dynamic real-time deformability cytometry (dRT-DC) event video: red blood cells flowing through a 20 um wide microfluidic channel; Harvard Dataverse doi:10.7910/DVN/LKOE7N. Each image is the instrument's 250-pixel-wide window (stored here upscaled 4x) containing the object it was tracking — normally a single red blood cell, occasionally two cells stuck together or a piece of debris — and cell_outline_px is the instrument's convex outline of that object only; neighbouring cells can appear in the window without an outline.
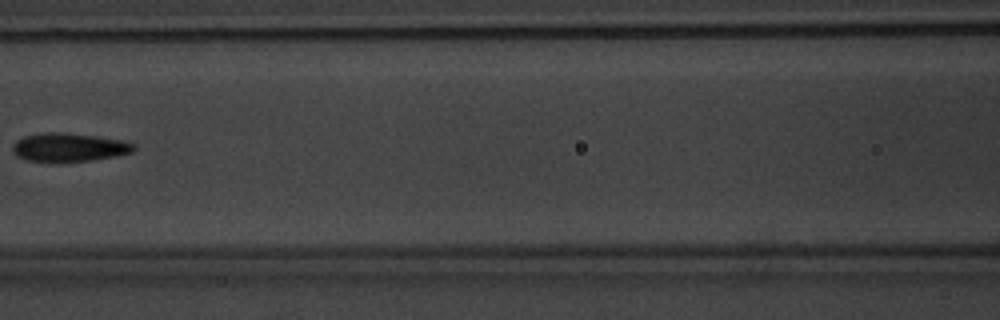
{"species": "common noctule bat (a hibernating species)", "species_latin": "Nyctalus noctula", "temperature_condition": "warm", "stored_images_in_passage": 3, "camera_frame_rate_fps": 3000, "um_per_image_px": 0.085, "animal": {"sex": "male", "body_mass_g": 20.1, "forearm_length_mm": 53.5}, "frame": {"image": 1, "passage_image": 3, "time_ms": 2.667, "image_size_px": [1000, 320], "cell_outline_px": [[136, 148], [132, 152], [116, 156], [92, 160], [56, 164], [28, 160], [12, 152], [12, 144], [16, 140], [24, 136], [44, 132], [64, 132], [96, 136], [124, 140], [136, 144]], "centroid_in_image_um": [5.87, 12.54], "position_along_channel_um": 160.7, "area_um2": 20.75}}